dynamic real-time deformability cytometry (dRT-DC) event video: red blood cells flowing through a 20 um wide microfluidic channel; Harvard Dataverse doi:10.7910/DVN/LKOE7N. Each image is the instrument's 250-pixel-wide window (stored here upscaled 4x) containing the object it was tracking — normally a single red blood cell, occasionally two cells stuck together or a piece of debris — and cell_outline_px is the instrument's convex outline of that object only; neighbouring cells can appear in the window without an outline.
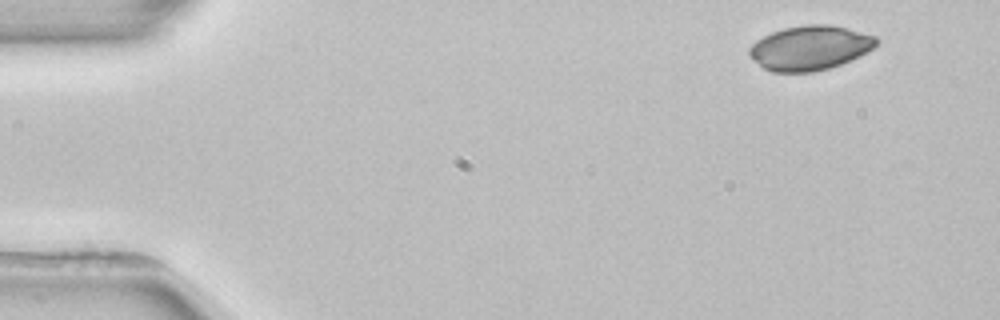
{"species": "common noctule bat (a hibernating species)", "species_latin": "Nyctalus noctula", "temperature_condition": "room temperature", "stored_images_in_passage": 4, "camera_frame_rate_fps": 3000, "um_per_image_px": 0.085, "animal": {"sex": "female", "body_mass_g": 22.7, "forearm_length_mm": 54.2}, "frame": {"image": 1, "passage_image": 1, "time_ms": 0.0, "image_size_px": [1000, 320], "cell_outline_px": [[880, 40], [872, 48], [840, 64], [828, 68], [812, 72], [772, 72], [764, 68], [748, 52], [748, 48], [756, 40], [772, 32], [784, 28], [804, 24], [828, 24], [848, 28], [876, 36]], "centroid_in_image_um": [68.83, 4.05], "position_along_channel_um": 16.2, "area_um2": 32.54}}